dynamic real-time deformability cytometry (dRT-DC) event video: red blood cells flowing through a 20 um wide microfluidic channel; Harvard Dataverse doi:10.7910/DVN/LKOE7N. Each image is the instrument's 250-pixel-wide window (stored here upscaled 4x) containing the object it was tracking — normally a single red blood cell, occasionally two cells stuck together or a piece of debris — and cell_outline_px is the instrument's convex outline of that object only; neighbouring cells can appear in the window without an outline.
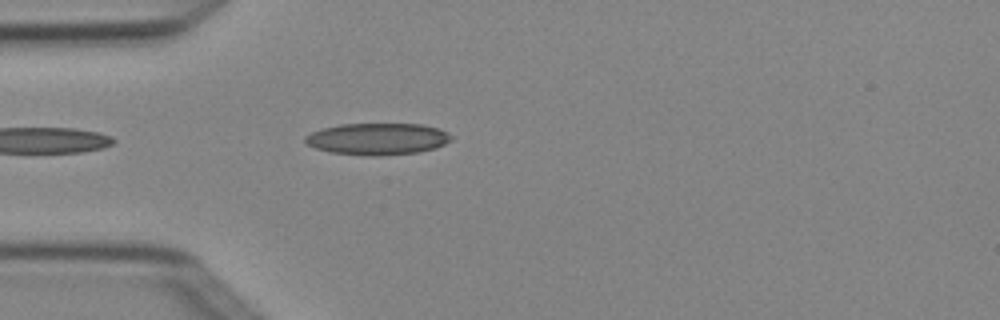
{"species": "Egyptian fruit bat (a non-hibernating species)", "species_latin": "Rousettus aegyptiacus", "temperature_condition": "cold", "stored_images_in_passage": 4, "camera_frame_rate_fps": 3000, "um_per_image_px": 0.085, "animal": {"sex": "female"}, "frame": {"image": 1, "passage_image": 4, "time_ms": 1.0, "image_size_px": [1000, 320], "cell_outline_px": [[452, 140], [436, 148], [420, 152], [380, 156], [372, 156], [332, 152], [316, 148], [304, 144], [304, 136], [320, 128], [340, 124], [420, 124], [440, 128], [448, 132], [452, 136]], "centroid_in_image_um": [32.1, 11.8], "position_along_channel_um": 52.9, "area_um2": 27.28}}